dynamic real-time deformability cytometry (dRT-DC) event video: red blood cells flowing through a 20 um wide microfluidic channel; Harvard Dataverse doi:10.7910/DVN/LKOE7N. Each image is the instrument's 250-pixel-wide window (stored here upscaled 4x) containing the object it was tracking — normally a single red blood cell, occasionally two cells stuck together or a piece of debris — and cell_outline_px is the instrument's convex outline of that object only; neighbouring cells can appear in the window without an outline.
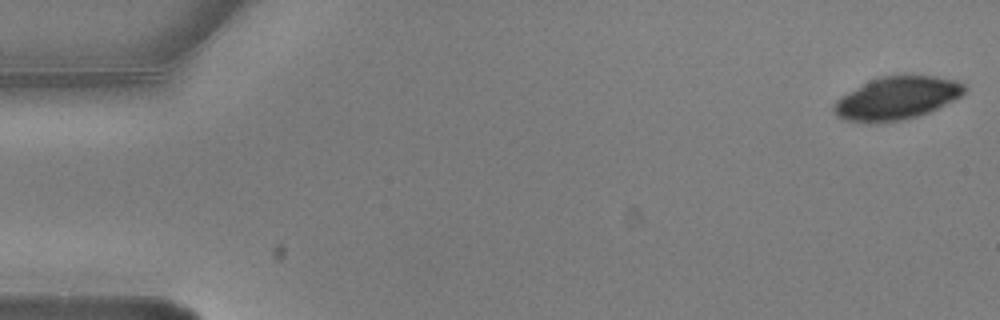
{"species": "common noctule bat (a hibernating species)", "species_latin": "Nyctalus noctula", "temperature_condition": "warm", "stored_images_in_passage": 5, "camera_frame_rate_fps": 3000, "um_per_image_px": 0.085, "animal": {"sex": "male", "body_mass_g": 20.5, "forearm_length_mm": 52.5}, "frame": {"image": 1, "passage_image": 1, "time_ms": 0.0, "image_size_px": [1000, 320], "cell_outline_px": [[968, 88], [960, 96], [928, 112], [916, 116], [900, 120], [844, 120], [836, 116], [832, 112], [832, 104], [836, 100], [864, 84], [880, 76], [936, 76], [956, 80], [964, 84]], "centroid_in_image_um": [76.25, 8.31], "position_along_channel_um": 8.8, "area_um2": 31.5}}